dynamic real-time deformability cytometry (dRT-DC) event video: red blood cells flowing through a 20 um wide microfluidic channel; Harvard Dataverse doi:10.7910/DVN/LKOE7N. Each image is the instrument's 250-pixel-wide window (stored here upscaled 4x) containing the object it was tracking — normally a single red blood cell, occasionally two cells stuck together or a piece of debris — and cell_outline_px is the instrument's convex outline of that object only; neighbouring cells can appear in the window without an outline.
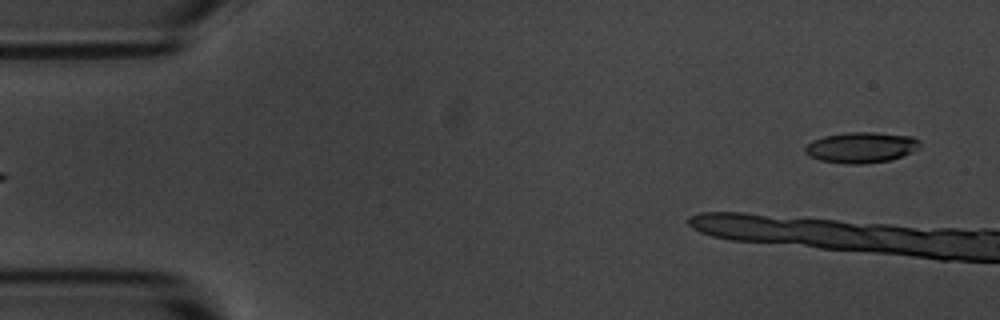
{"species": "common noctule bat (a hibernating species)", "species_latin": "Nyctalus noctula", "temperature_condition": "room temperature", "stored_images_in_passage": 3, "segment_of_instrument_passage": [2, 2], "camera_frame_rate_fps": 3000, "um_per_image_px": 0.085, "animal": {"sex": "male", "body_mass_g": 20.1, "forearm_length_mm": 53.5}, "frame": {"image": 1, "passage_image": 3, "time_ms": 2.0, "image_size_px": [1000, 320], "cell_outline_px": [[920, 148], [912, 152], [888, 160], [860, 164], [844, 164], [820, 160], [804, 152], [804, 148], [812, 140], [824, 136], [848, 132], [876, 132], [912, 136], [920, 140]], "centroid_in_image_um": [73.21, 12.52], "position_along_channel_um": 11.8, "area_um2": 20.52}}